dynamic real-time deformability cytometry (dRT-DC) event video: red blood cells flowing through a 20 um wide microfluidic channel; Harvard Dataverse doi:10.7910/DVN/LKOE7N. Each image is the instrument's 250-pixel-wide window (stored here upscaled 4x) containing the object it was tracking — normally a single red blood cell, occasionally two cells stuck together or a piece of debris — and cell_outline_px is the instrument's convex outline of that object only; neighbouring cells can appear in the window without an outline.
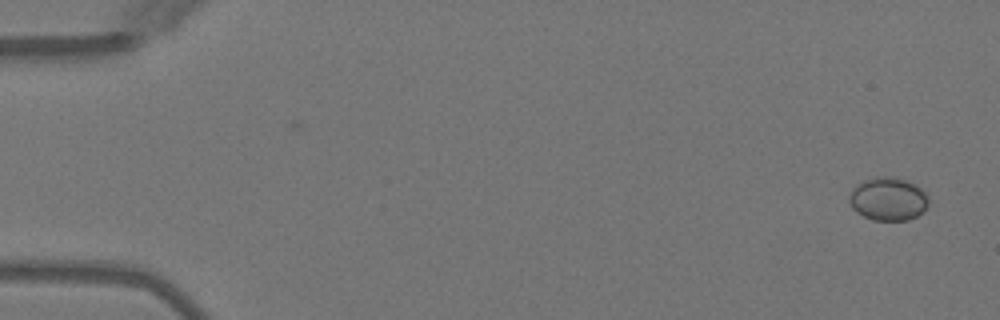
{"species": "Egyptian fruit bat (a non-hibernating species)", "species_latin": "Rousettus aegyptiacus", "temperature_condition": "warm", "stored_images_in_passage": 5, "camera_frame_rate_fps": 3000, "um_per_image_px": 0.085, "animal": {"sex": "female"}, "frame": {"image": 1, "passage_image": 1, "time_ms": 0.0, "image_size_px": [1000, 320], "cell_outline_px": [[928, 204], [916, 216], [908, 220], [872, 220], [856, 212], [852, 208], [848, 200], [848, 196], [852, 188], [864, 180], [876, 176], [888, 176], [904, 180], [916, 184], [928, 196]], "centroid_in_image_um": [75.45, 16.91], "position_along_channel_um": 9.6, "area_um2": 19.94}}